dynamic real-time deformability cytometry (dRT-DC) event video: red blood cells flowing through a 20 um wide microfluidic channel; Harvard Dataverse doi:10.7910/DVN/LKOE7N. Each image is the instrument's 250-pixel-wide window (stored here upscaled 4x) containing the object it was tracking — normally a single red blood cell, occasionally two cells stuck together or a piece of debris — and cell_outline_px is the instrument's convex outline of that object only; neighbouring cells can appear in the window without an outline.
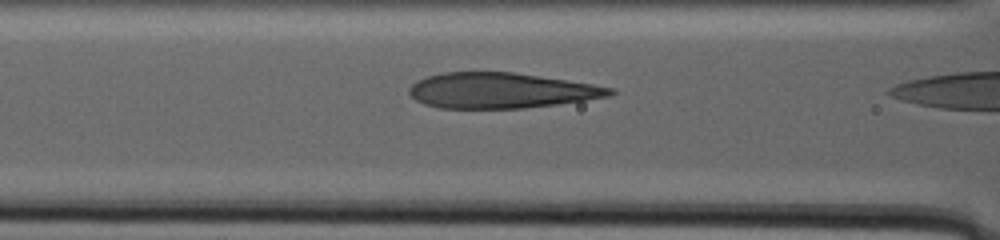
{"species": "human", "species_latin": "Homo sapiens", "temperature_condition": "warm", "stored_images_in_passage": 6, "camera_frame_rate_fps": 3000, "um_per_image_px": 0.085, "donor": {"sex": "male"}, "frame": {"image": 1, "passage_image": 5, "time_ms": 2.0, "image_size_px": [1000, 240], "cell_outline_px": [[616, 92], [612, 96], [556, 104], [524, 108], [440, 108], [424, 104], [416, 100], [408, 92], [408, 88], [416, 80], [428, 76], [444, 72], [512, 72], [540, 76], [592, 84], [616, 88]], "centroid_in_image_um": [42.58, 7.69], "position_along_channel_um": 124.0, "area_um2": 41.44}}